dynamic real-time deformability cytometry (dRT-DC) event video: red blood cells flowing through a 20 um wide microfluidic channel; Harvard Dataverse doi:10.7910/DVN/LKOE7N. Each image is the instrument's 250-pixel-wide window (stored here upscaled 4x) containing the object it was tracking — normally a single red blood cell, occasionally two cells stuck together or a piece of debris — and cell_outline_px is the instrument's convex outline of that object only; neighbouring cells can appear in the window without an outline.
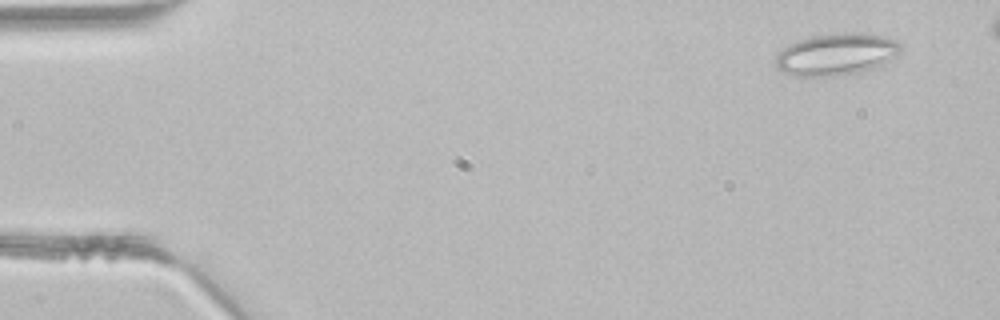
{"species": "common noctule bat (a hibernating species)", "species_latin": "Nyctalus noctula", "temperature_condition": "room temperature", "stored_images_in_passage": 4, "camera_frame_rate_fps": 3000, "um_per_image_px": 0.085, "animal": {"sex": "male", "body_mass_g": 21.5, "forearm_length_mm": 52.0}, "frame": {"image": 1, "passage_image": 1, "time_ms": 0.0, "image_size_px": [1000, 320], "cell_outline_px": [[900, 48], [892, 60], [888, 64], [872, 72], [836, 76], [792, 76], [776, 68], [776, 56], [788, 44], [812, 36], [844, 32], [872, 32], [896, 40], [900, 44]], "centroid_in_image_um": [71.17, 4.63], "position_along_channel_um": 13.8, "area_um2": 31.44}}